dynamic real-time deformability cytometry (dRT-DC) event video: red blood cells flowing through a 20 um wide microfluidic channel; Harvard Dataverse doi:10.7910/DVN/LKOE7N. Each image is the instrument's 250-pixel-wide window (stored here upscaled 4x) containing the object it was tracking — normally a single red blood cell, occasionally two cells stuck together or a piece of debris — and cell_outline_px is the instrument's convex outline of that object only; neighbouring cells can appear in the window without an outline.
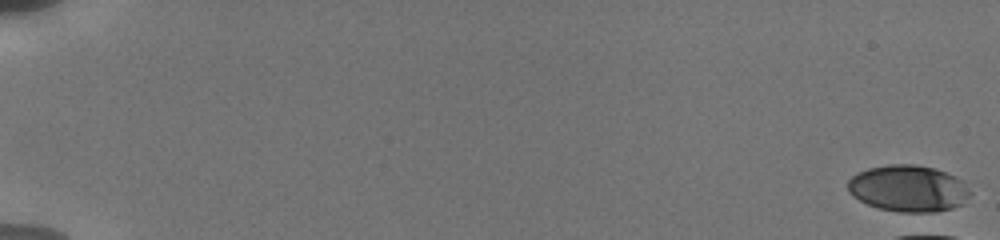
{"species": "human", "species_latin": "Homo sapiens", "temperature_condition": "cold", "stored_images_in_passage": 2, "camera_frame_rate_fps": 3000, "um_per_image_px": 0.085, "donor": {"sex": "male"}, "frame": {"image": 1, "passage_image": 1, "time_ms": 0.0, "image_size_px": [1000, 240], "cell_outline_px": [[972, 192], [960, 204], [952, 208], [936, 212], [900, 212], [876, 208], [852, 196], [848, 192], [848, 180], [852, 176], [868, 168], [888, 164], [916, 164], [936, 168], [956, 176]], "centroid_in_image_um": [77.19, 16.01], "position_along_channel_um": 7.8, "area_um2": 33.23}}